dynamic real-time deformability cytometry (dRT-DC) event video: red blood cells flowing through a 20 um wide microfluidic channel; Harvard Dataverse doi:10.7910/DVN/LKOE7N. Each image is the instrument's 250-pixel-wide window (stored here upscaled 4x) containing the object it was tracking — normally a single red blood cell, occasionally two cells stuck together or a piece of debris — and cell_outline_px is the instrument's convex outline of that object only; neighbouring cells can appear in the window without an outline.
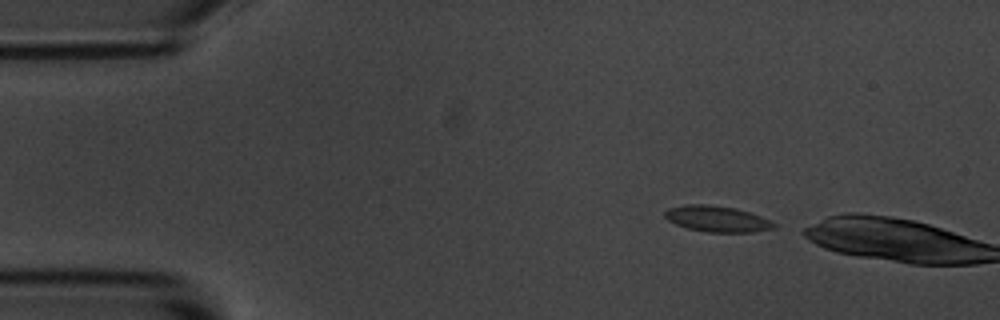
{"species": "common noctule bat (a hibernating species)", "species_latin": "Nyctalus noctula", "temperature_condition": "room temperature", "stored_images_in_passage": 2, "camera_frame_rate_fps": 3000, "um_per_image_px": 0.085, "animal": {"sex": "male", "body_mass_g": 20.1, "forearm_length_mm": 53.5}, "frame": {"image": 1, "passage_image": 1, "time_ms": 0.0, "image_size_px": [1000, 320], "cell_outline_px": [[776, 228], [752, 232], [708, 232], [688, 228], [676, 224], [668, 220], [664, 216], [664, 212], [668, 208], [684, 204], [708, 204], [736, 208], [760, 216], [776, 224]], "centroid_in_image_um": [60.92, 18.59], "position_along_channel_um": 24.1, "area_um2": 16.47}}